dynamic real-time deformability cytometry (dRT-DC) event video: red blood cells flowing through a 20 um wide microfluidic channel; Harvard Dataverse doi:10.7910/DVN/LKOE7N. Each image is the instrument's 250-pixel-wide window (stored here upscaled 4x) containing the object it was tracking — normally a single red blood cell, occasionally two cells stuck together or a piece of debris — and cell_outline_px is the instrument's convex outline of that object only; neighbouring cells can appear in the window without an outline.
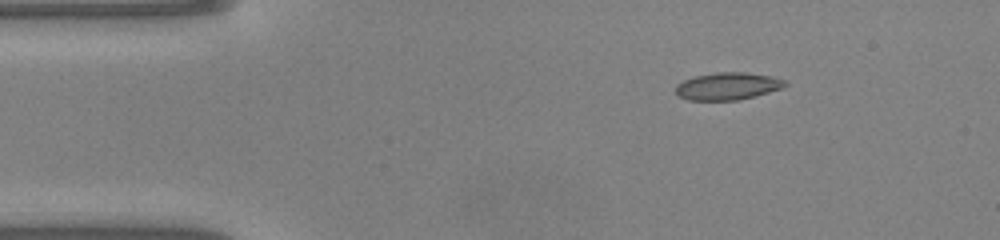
{"species": "common noctule bat (a hibernating species)", "species_latin": "Nyctalus noctula", "temperature_condition": "warm", "stored_images_in_passage": 43, "camera_frame_rate_fps": 3000, "um_per_image_px": 0.085, "animal": {"sex": "male", "body_mass_g": 20.0, "forearm_length_mm": 53.3}, "frame": {"image": 1, "passage_image": 1, "time_ms": 0.0, "image_size_px": [1000, 240], "cell_outline_px": [[788, 84], [780, 88], [768, 92], [736, 100], [688, 100], [680, 96], [676, 92], [676, 84], [684, 80], [696, 76], [716, 72], [744, 72], [768, 76], [784, 80]], "centroid_in_image_um": [61.81, 7.32], "position_along_channel_um": 23.2, "area_um2": 17.05}}
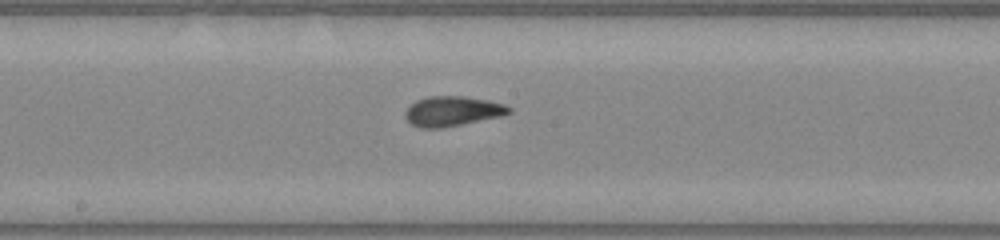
{"frame": {"image": 2, "passage_image": 19, "time_ms": 6.0, "image_size_px": [1000, 240], "cell_outline_px": [[512, 112], [500, 116], [440, 128], [420, 128], [412, 124], [404, 116], [404, 112], [416, 100], [428, 96], [464, 96], [488, 100], [504, 104], [512, 108]], "centroid_in_image_um": [38.45, 9.44], "position_along_channel_um": 209.8, "area_um2": 17.92}}
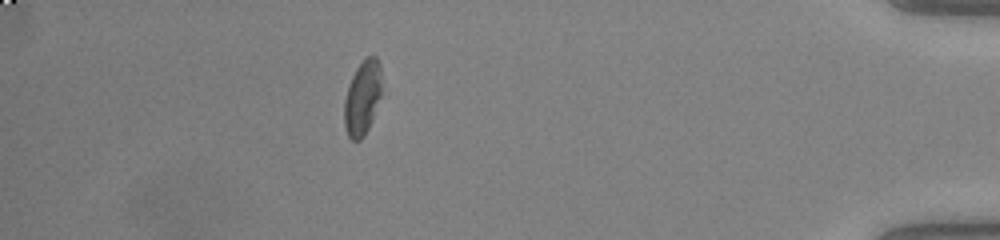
{"frame": {"image": 3, "passage_image": 37, "time_ms": 12.0, "image_size_px": [1000, 240], "cell_outline_px": [[380, 96], [372, 120], [364, 136], [360, 140], [352, 140], [348, 136], [344, 124], [344, 100], [348, 84], [356, 68], [368, 56], [376, 56], [380, 64]], "centroid_in_image_um": [30.78, 8.33], "position_along_channel_um": 404.4, "area_um2": 16.07}, "authors_computed_cell_mechanics": {"area_um2": 17.1666, "velocity_mm_per_s": 4.152, "shape_relaxation_time_tau1_ms": 3.9763, "shape_relaxation_time_tau2_ms": 1.798, "deformation_change_tau1": 0.1578, "deformation_change_tau2": 0.0752}}